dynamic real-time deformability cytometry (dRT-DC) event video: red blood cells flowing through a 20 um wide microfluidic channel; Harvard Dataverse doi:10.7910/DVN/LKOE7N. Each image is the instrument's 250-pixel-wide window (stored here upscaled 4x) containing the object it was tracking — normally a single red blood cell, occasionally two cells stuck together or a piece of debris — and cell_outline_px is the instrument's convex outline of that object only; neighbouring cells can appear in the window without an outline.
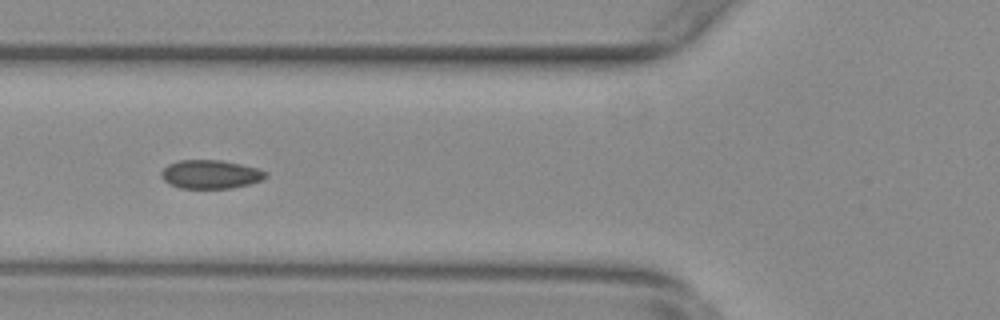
{"species": "common noctule bat (a hibernating species)", "species_latin": "Nyctalus noctula", "temperature_condition": "warm", "stored_images_in_passage": 16, "camera_frame_rate_fps": 3000, "um_per_image_px": 0.085, "animal": {"sex": "female", "body_mass_g": 29.2, "forearm_length_mm": 56.3}, "frame": {"image": 1, "passage_image": 7, "time_ms": 2.0, "image_size_px": [1000, 320], "cell_outline_px": [[268, 176], [260, 180], [248, 184], [232, 188], [180, 188], [164, 180], [160, 176], [160, 172], [168, 164], [180, 160], [220, 160], [240, 164], [256, 168], [268, 172]], "centroid_in_image_um": [17.88, 14.81], "position_along_channel_um": 107.9, "area_um2": 17.28}}
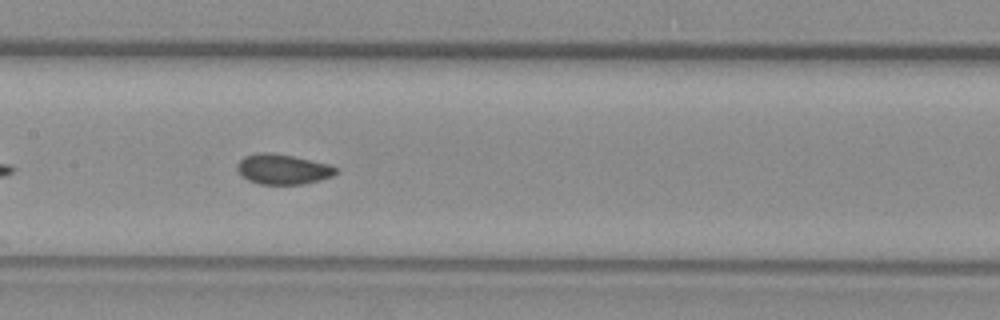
{"frame": {"image": 2, "passage_image": 13, "time_ms": 4.0, "image_size_px": [1000, 320], "cell_outline_px": [[336, 172], [332, 176], [320, 180], [304, 184], [260, 184], [248, 180], [240, 176], [236, 168], [236, 164], [244, 156], [256, 152], [268, 152], [292, 156], [328, 164], [336, 168]], "centroid_in_image_um": [23.97, 14.38], "position_along_channel_um": 183.4, "area_um2": 17.34}}
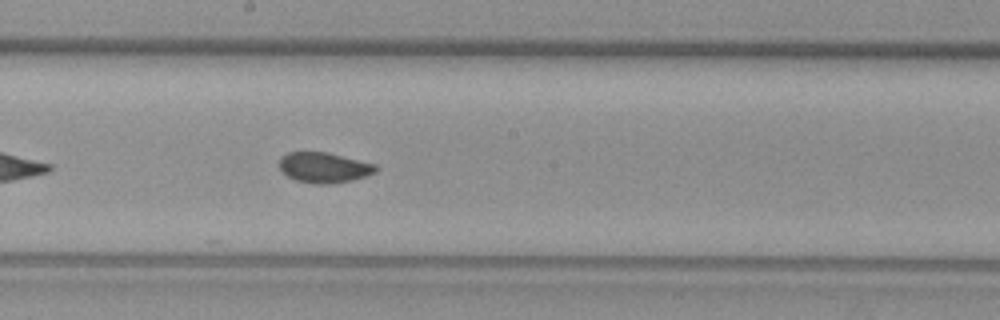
{"frame": {"image": 3, "passage_image": 16, "time_ms": 5.0, "image_size_px": [1000, 320], "cell_outline_px": [[380, 168], [376, 172], [352, 180], [328, 184], [316, 184], [296, 180], [280, 172], [280, 156], [288, 152], [328, 152], [376, 164]], "centroid_in_image_um": [27.54, 14.23], "position_along_channel_um": 220.7, "area_um2": 17.17}}